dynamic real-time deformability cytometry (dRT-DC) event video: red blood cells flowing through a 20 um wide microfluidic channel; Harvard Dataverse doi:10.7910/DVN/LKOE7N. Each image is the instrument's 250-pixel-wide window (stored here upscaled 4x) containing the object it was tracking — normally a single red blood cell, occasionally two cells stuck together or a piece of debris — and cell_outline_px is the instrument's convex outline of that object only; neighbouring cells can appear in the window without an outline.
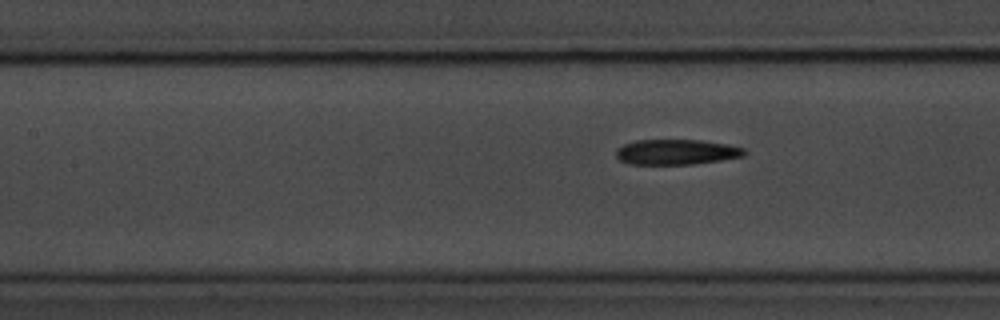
{"species": "common noctule bat (a hibernating species)", "species_latin": "Nyctalus noctula", "temperature_condition": "room temperature", "stored_images_in_passage": 6, "segment_of_instrument_passage": [2, 2], "camera_frame_rate_fps": 3000, "um_per_image_px": 0.085, "animal": {"sex": "male", "body_mass_g": 20.1, "forearm_length_mm": 53.5}, "frame": {"image": 1, "passage_image": 6, "time_ms": 6.667, "image_size_px": [1000, 320], "cell_outline_px": [[744, 156], [720, 160], [692, 164], [628, 164], [620, 160], [616, 156], [616, 148], [624, 144], [636, 140], [700, 140], [728, 144], [744, 148]], "centroid_in_image_um": [57.46, 12.92], "position_along_channel_um": 149.9, "area_um2": 18.84}}